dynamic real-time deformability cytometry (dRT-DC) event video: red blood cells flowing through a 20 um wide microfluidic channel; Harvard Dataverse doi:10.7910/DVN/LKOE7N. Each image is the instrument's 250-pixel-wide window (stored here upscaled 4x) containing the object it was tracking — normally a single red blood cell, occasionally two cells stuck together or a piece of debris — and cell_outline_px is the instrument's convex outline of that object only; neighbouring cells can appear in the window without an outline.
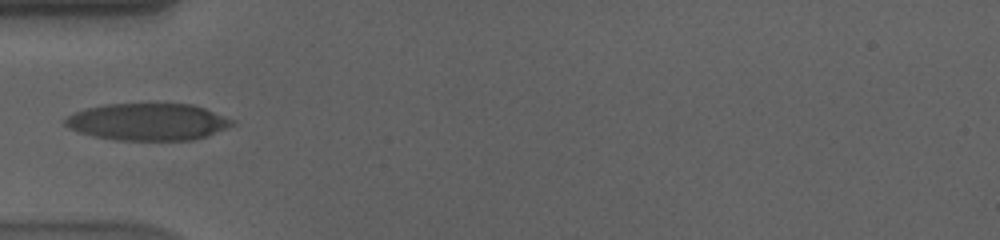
{"species": "human", "species_latin": "Homo sapiens", "temperature_condition": "cold", "stored_images_in_passage": 39, "camera_frame_rate_fps": 3000, "um_per_image_px": 0.085, "donor": {"sex": "male"}, "frame": {"image": 1, "passage_image": 1, "time_ms": 0.0, "image_size_px": [1000, 240], "cell_outline_px": [[236, 124], [228, 128], [208, 136], [192, 140], [116, 140], [92, 136], [68, 128], [64, 124], [64, 120], [68, 116], [84, 108], [104, 104], [156, 100], [192, 104], [204, 108], [236, 120]], "centroid_in_image_um": [12.6, 10.3], "position_along_channel_um": 72.4, "area_um2": 37.57}}
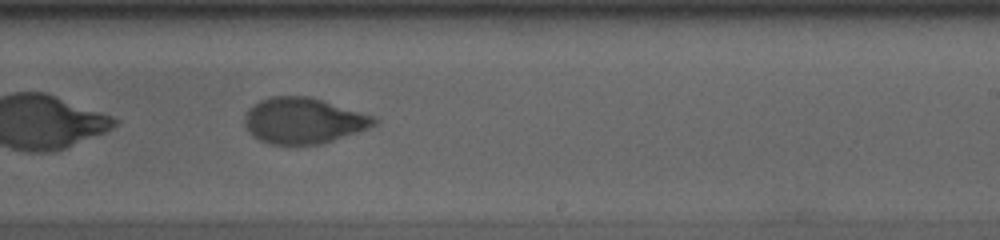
{"frame": {"image": 2, "passage_image": 17, "time_ms": 5.333, "image_size_px": [1000, 240], "cell_outline_px": [[380, 120], [376, 124], [368, 128], [324, 144], [268, 144], [252, 136], [248, 132], [244, 124], [244, 116], [248, 108], [260, 100], [272, 96], [312, 96], [376, 116]], "centroid_in_image_um": [25.81, 10.25], "position_along_channel_um": 263.2, "area_um2": 35.14}}
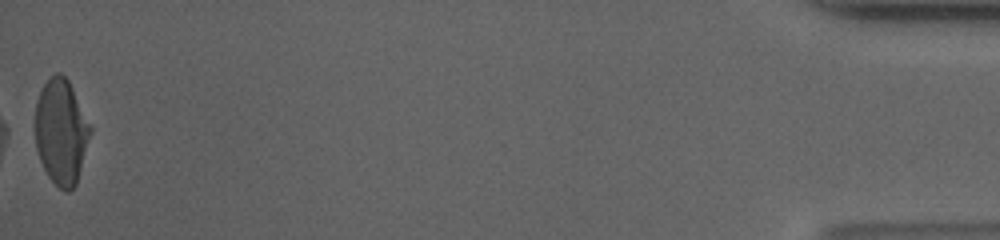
{"frame": {"image": 3, "passage_image": 39, "time_ms": 12.667, "image_size_px": [1000, 240], "cell_outline_px": [[92, 132], [76, 184], [68, 192], [60, 188], [48, 176], [40, 160], [36, 148], [36, 100], [44, 84], [56, 72], [60, 72], [68, 80], [92, 128]], "centroid_in_image_um": [5.21, 11.2], "position_along_channel_um": 430.0, "area_um2": 33.47}}